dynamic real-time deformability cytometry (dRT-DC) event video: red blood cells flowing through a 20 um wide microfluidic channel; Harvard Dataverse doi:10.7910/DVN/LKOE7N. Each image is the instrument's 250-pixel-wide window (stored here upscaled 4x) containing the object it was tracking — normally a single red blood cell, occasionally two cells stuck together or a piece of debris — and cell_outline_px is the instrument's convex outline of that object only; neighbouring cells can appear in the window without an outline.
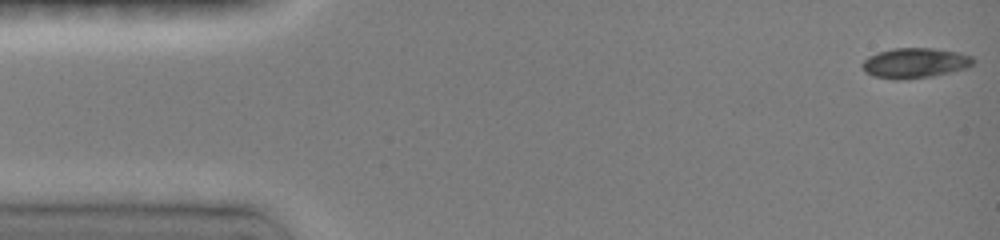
{"species": "common noctule bat (a hibernating species)", "species_latin": "Nyctalus noctula", "temperature_condition": "room temperature", "stored_images_in_passage": 19, "camera_frame_rate_fps": 3000, "um_per_image_px": 0.085, "animal": {"sex": "female", "body_mass_g": 19.0, "forearm_length_mm": 51.5}, "frame": {"image": 1, "passage_image": 1, "time_ms": 0.0, "image_size_px": [1000, 240], "cell_outline_px": [[976, 60], [968, 68], [932, 76], [900, 80], [896, 80], [872, 76], [864, 72], [860, 64], [868, 56], [876, 52], [892, 48], [932, 48], [960, 52], [972, 56]], "centroid_in_image_um": [77.74, 5.35], "position_along_channel_um": 7.3, "area_um2": 19.83}}
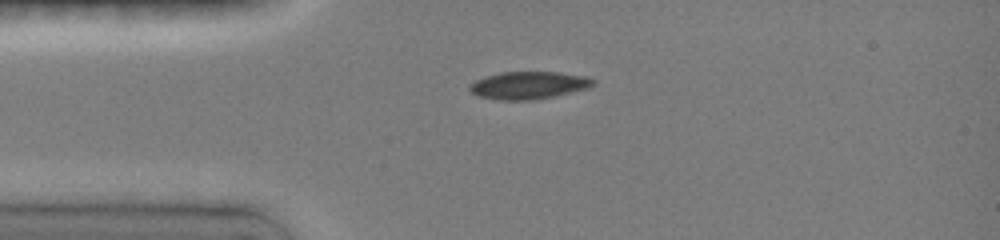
{"frame": {"image": 2, "passage_image": 9, "time_ms": 3.333, "image_size_px": [1000, 240], "cell_outline_px": [[596, 84], [588, 88], [556, 96], [532, 100], [500, 100], [480, 96], [472, 92], [468, 88], [476, 80], [488, 76], [504, 72], [556, 72], [584, 76], [596, 80]], "centroid_in_image_um": [44.99, 7.25], "position_along_channel_um": 40.0, "area_um2": 19.59}}
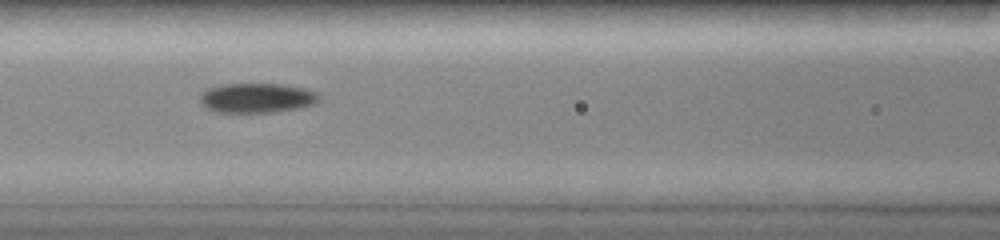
{"frame": {"image": 3, "passage_image": 14, "time_ms": 6.333, "image_size_px": [1000, 240], "cell_outline_px": [[320, 100], [316, 104], [300, 108], [276, 112], [216, 112], [204, 108], [200, 100], [200, 96], [204, 92], [212, 88], [228, 84], [280, 84], [304, 88], [312, 92]], "centroid_in_image_um": [21.84, 8.35], "position_along_channel_um": 144.8, "area_um2": 20.29}}